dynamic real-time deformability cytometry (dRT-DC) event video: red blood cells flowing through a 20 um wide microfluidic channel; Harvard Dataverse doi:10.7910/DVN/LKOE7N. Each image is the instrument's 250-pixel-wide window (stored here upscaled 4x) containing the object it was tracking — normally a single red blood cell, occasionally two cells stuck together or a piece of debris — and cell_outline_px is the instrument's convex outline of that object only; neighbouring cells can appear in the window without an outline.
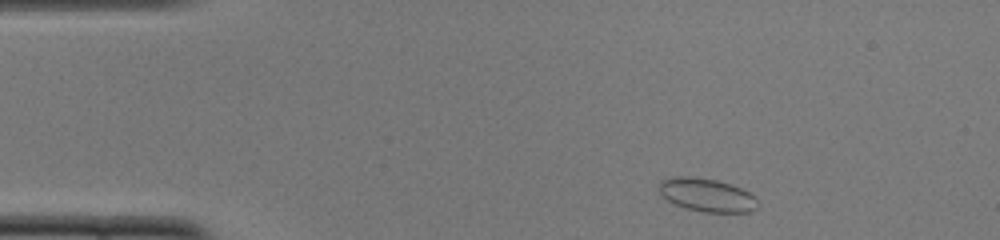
{"species": "common noctule bat (a hibernating species)", "species_latin": "Nyctalus noctula", "temperature_condition": "cold", "stored_images_in_passage": 46, "camera_frame_rate_fps": 3000, "um_per_image_px": 0.085, "animal": {"sex": "female", "body_mass_g": 22.0, "forearm_length_mm": 56.7}, "frame": {"image": 1, "passage_image": 2, "time_ms": 0.333, "image_size_px": [1000, 240], "cell_outline_px": [[756, 208], [752, 212], [704, 212], [688, 208], [676, 204], [660, 196], [660, 180], [668, 176], [692, 176], [716, 180], [740, 188], [748, 192], [756, 200]], "centroid_in_image_um": [60.03, 16.56], "position_along_channel_um": 25.0, "area_um2": 18.96}}
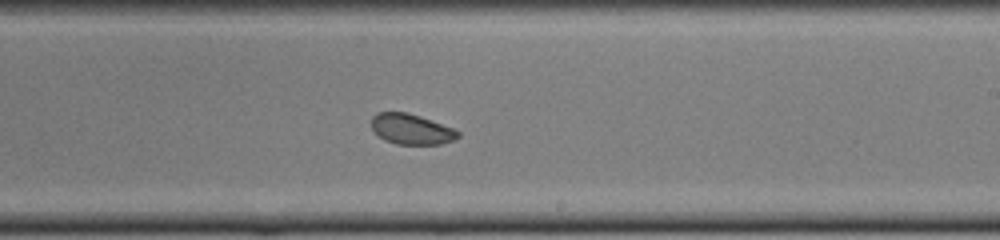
{"frame": {"image": 2, "passage_image": 25, "time_ms": 8.0, "image_size_px": [1000, 240], "cell_outline_px": [[460, 136], [452, 140], [440, 144], [396, 144], [384, 140], [372, 128], [372, 116], [376, 112], [408, 112], [420, 116], [452, 128], [460, 132]], "centroid_in_image_um": [34.95, 10.97], "position_along_channel_um": 254.1, "area_um2": 15.2}}
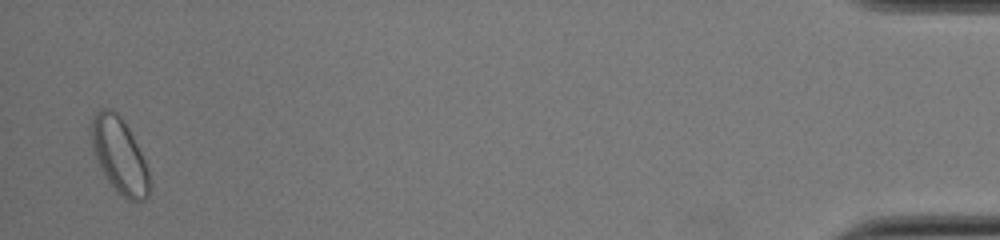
{"frame": {"image": 3, "passage_image": 45, "time_ms": 14.667, "image_size_px": [1000, 240], "cell_outline_px": [[148, 196], [144, 200], [128, 200], [120, 196], [108, 180], [92, 152], [88, 128], [92, 116], [100, 108], [108, 108], [116, 112], [124, 120], [148, 168]], "centroid_in_image_um": [10.08, 13.16], "position_along_channel_um": 425.1, "area_um2": 25.55}, "authors_computed_cell_mechanics": {"area_um2": 17.051, "velocity_mm_per_s": 3.8439, "shape_relaxation_time_tau1_ms": 2.8396, "shape_relaxation_time_tau2_ms": null, "deformation_change_tau1": 0.0451, "deformation_change_tau2": null}}